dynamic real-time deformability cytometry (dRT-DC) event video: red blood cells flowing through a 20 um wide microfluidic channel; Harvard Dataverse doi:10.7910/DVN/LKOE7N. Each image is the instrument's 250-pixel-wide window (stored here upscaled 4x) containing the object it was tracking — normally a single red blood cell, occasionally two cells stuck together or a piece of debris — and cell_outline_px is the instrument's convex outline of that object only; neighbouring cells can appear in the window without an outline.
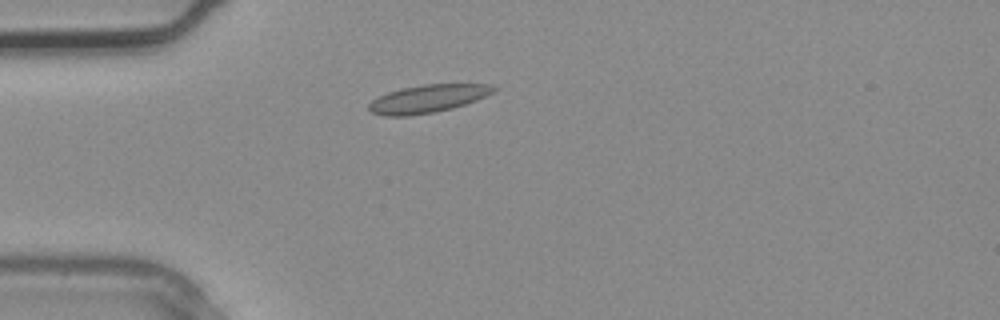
{"species": "common noctule bat (a hibernating species)", "species_latin": "Nyctalus noctula", "temperature_condition": "warm", "stored_images_in_passage": 2, "camera_frame_rate_fps": 3000, "um_per_image_px": 0.085, "animal": {"sex": "male", "body_mass_g": 20.4}, "frame": {"image": 1, "passage_image": 2, "time_ms": 0.333, "image_size_px": [1000, 320], "cell_outline_px": [[500, 88], [476, 100], [452, 108], [432, 112], [408, 116], [384, 116], [372, 112], [368, 108], [368, 104], [372, 100], [388, 92], [400, 88], [424, 84], [492, 84]], "centroid_in_image_um": [36.36, 8.38], "position_along_channel_um": 48.6, "area_um2": 20.17}}